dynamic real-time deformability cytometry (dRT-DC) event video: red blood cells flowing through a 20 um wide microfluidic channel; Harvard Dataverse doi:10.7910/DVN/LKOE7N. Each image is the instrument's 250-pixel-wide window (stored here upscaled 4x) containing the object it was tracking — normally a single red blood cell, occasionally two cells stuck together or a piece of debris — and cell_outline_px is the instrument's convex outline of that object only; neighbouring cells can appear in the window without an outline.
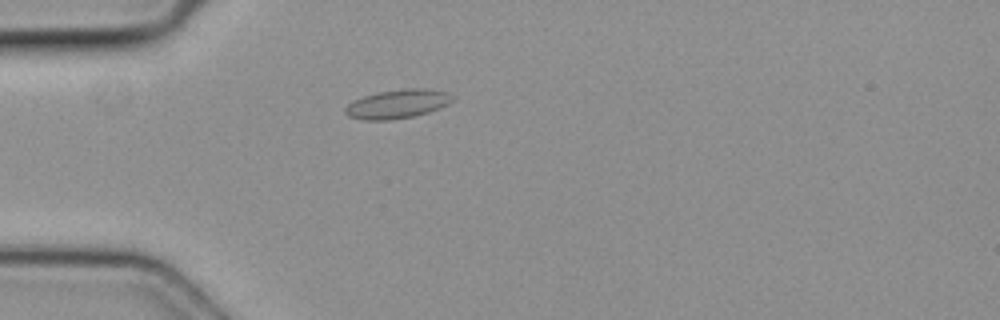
{"species": "common noctule bat (a hibernating species)", "species_latin": "Nyctalus noctula", "temperature_condition": "cold", "stored_images_in_passage": 1, "camera_frame_rate_fps": 3000, "um_per_image_px": 0.085, "animal": {"sex": "female", "body_mass_g": 19.3, "forearm_length_mm": 54.1}, "frame": {"image": 1, "passage_image": 1, "time_ms": 0.0, "image_size_px": [1000, 320], "cell_outline_px": [[452, 100], [448, 104], [440, 108], [428, 112], [412, 116], [392, 120], [364, 120], [348, 116], [344, 112], [344, 108], [348, 104], [364, 96], [376, 92], [404, 88], [424, 88], [448, 92], [452, 96]], "centroid_in_image_um": [33.78, 8.83], "position_along_channel_um": 51.2, "area_um2": 18.03}}